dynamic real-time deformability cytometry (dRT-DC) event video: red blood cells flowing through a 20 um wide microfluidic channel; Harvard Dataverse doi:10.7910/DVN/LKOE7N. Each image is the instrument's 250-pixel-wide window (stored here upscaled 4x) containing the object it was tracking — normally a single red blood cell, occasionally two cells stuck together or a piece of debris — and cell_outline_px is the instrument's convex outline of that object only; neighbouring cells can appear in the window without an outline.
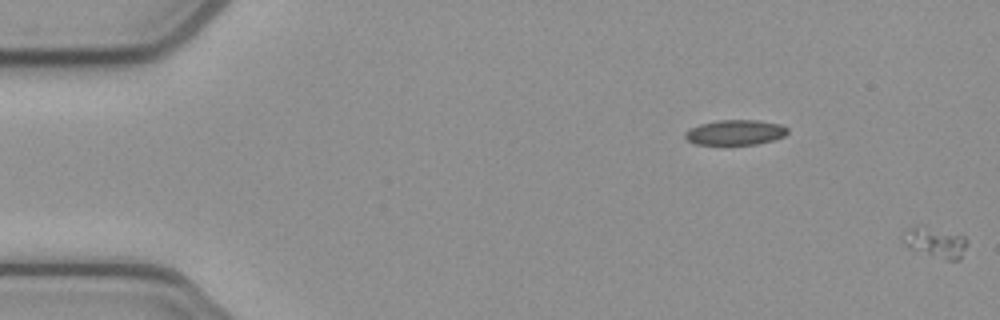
{"species": "common noctule bat (a hibernating species)", "species_latin": "Nyctalus noctula", "temperature_condition": "cold", "stored_images_in_passage": 8, "segment_of_instrument_passage": [2, 2], "camera_frame_rate_fps": 3000, "um_per_image_px": 0.085, "animal": {"sex": "female", "body_mass_g": 21.9}, "frame": {"image": 1, "passage_image": 8, "time_ms": 2.333, "image_size_px": [1000, 320], "cell_outline_px": [[968, 244], [960, 260], [948, 260], [908, 248], [900, 240], [908, 228], [916, 224], [960, 232], [968, 240]], "centroid_in_image_um": [79.54, 20.55], "position_along_channel_um": 5.5, "area_um2": 11.91}}